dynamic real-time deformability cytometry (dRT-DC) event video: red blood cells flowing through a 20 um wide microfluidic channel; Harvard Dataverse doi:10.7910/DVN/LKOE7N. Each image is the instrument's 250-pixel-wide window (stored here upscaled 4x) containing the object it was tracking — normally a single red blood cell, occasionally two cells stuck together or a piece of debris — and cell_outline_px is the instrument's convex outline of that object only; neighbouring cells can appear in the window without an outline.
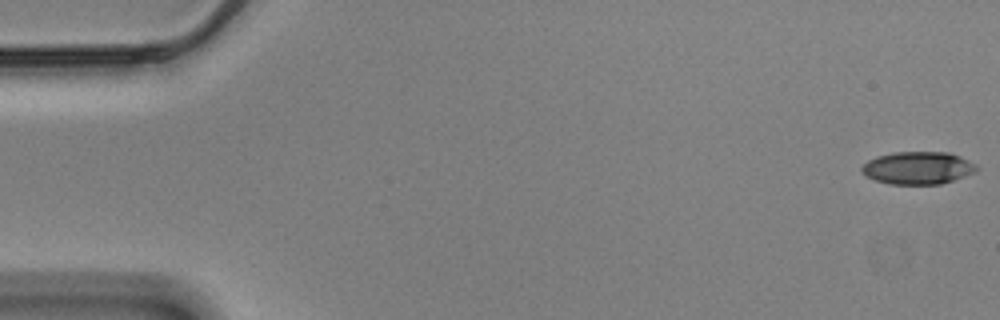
{"species": "Egyptian fruit bat (a non-hibernating species)", "species_latin": "Rousettus aegyptiacus", "temperature_condition": "cold", "stored_images_in_passage": 57, "camera_frame_rate_fps": 3000, "um_per_image_px": 0.085, "animal": {"sex": "male"}, "frame": {"image": 1, "passage_image": 1, "time_ms": 0.0, "image_size_px": [1000, 320], "cell_outline_px": [[980, 168], [976, 172], [940, 184], [888, 184], [864, 176], [860, 168], [868, 160], [876, 156], [896, 152], [948, 152], [960, 156], [976, 164]], "centroid_in_image_um": [78.02, 14.27], "position_along_channel_um": 7.0, "area_um2": 21.91}}
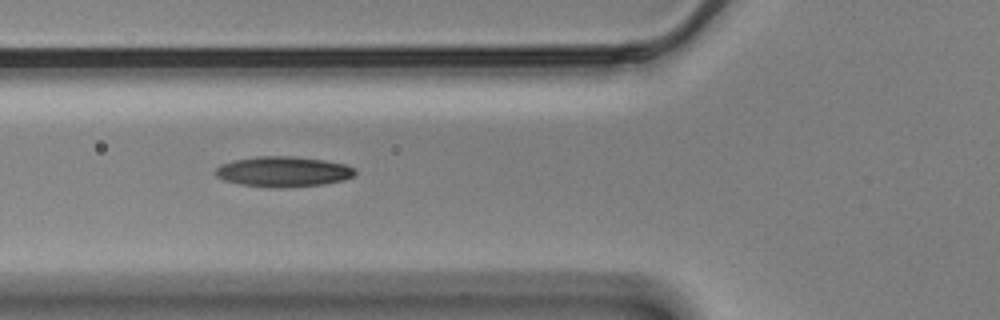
{"frame": {"image": 2, "passage_image": 21, "time_ms": 6.667, "image_size_px": [1000, 320], "cell_outline_px": [[356, 172], [352, 176], [344, 180], [324, 184], [280, 188], [276, 188], [240, 184], [224, 180], [216, 176], [212, 172], [220, 164], [236, 160], [256, 156], [288, 156], [324, 160], [344, 164], [356, 168]], "centroid_in_image_um": [24.06, 14.59], "position_along_channel_um": 101.7, "area_um2": 24.68}}
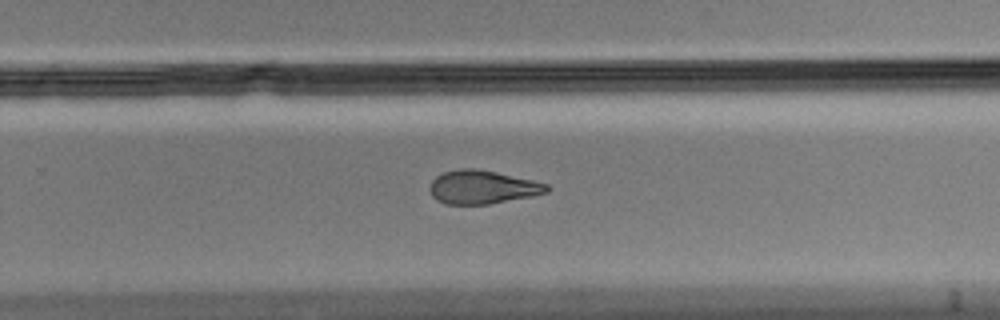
{"frame": {"image": 3, "passage_image": 37, "time_ms": 12.0, "image_size_px": [1000, 320], "cell_outline_px": [[552, 188], [548, 192], [532, 196], [488, 204], [444, 204], [436, 200], [432, 196], [428, 188], [432, 180], [436, 176], [444, 172], [460, 168], [476, 168], [496, 172], [532, 180], [548, 184]], "centroid_in_image_um": [40.99, 15.9], "position_along_channel_um": 288.8, "area_um2": 22.95}, "authors_computed_cell_mechanics": {"area_um2": 23.698, "velocity_mm_per_s": 3.5059, "shape_relaxation_time_tau1_ms": 5.8765, "shape_relaxation_time_tau2_ms": 5.0723, "deformation_change_tau1": 0.1578, "deformation_change_tau2": 0.138}}